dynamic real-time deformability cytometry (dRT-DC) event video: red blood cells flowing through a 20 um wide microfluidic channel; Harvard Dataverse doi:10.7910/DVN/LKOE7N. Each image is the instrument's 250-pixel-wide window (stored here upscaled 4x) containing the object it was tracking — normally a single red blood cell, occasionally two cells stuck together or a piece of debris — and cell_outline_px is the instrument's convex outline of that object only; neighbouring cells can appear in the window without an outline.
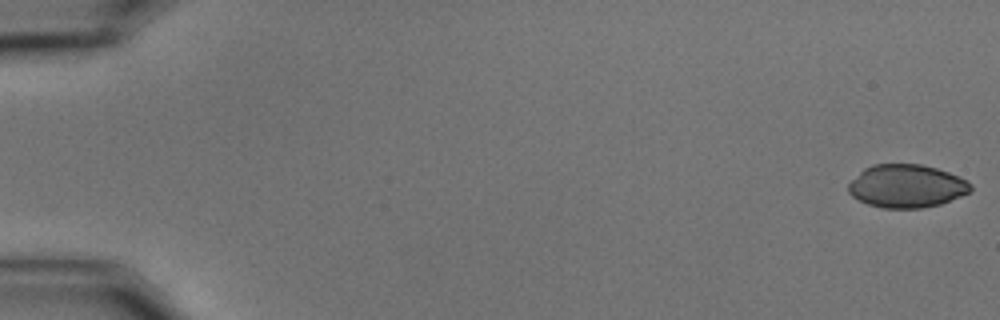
{"species": "common noctule bat (a hibernating species)", "species_latin": "Nyctalus noctula", "temperature_condition": "cold", "stored_images_in_passage": 58, "camera_frame_rate_fps": 3000, "um_per_image_px": 0.085, "animal": {"sex": "male", "body_mass_g": 15.6}, "frame": {"image": 1, "passage_image": 1, "time_ms": 0.0, "image_size_px": [1000, 320], "cell_outline_px": [[972, 188], [968, 192], [960, 196], [940, 204], [920, 208], [884, 208], [868, 204], [852, 196], [848, 192], [848, 184], [864, 168], [872, 164], [920, 164], [936, 168], [948, 172], [968, 180], [972, 184]], "centroid_in_image_um": [77.06, 15.81], "position_along_channel_um": 7.9, "area_um2": 30.58}}
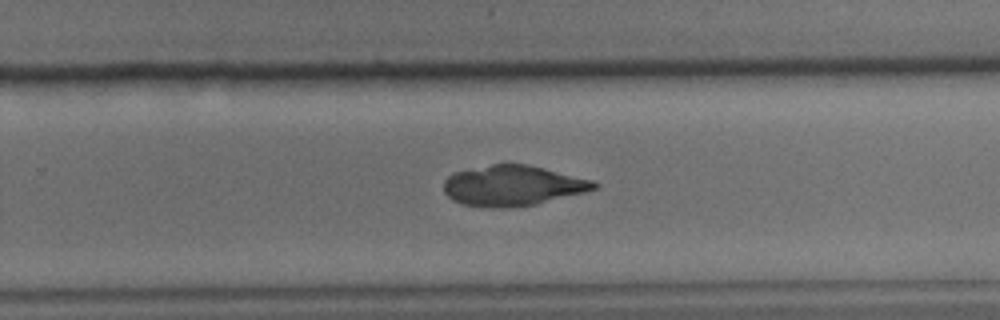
{"frame": {"image": 2, "passage_image": 38, "time_ms": 12.333, "image_size_px": [1000, 320], "cell_outline_px": [[600, 184], [596, 188], [584, 192], [536, 204], [504, 208], [488, 208], [464, 204], [452, 200], [444, 192], [444, 180], [452, 172], [492, 164], [528, 164], [592, 180]], "centroid_in_image_um": [43.55, 15.78], "position_along_channel_um": 286.3, "area_um2": 35.32}}
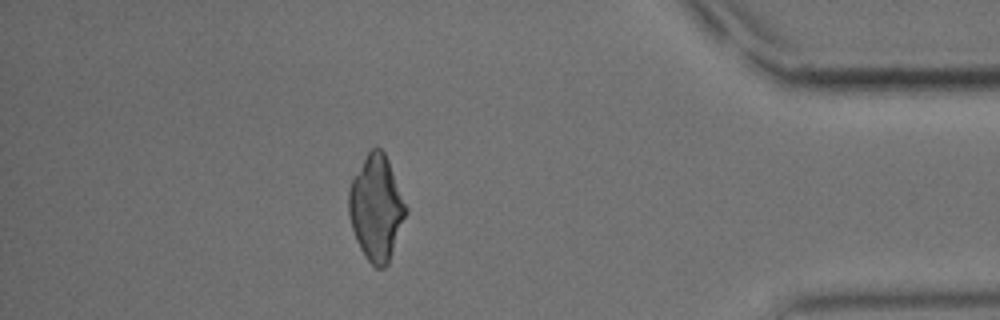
{"frame": {"image": 3, "passage_image": 51, "time_ms": 16.667, "image_size_px": [1000, 320], "cell_outline_px": [[408, 212], [388, 264], [384, 268], [376, 268], [364, 256], [356, 240], [348, 216], [348, 188], [352, 176], [368, 152], [372, 148], [380, 148], [384, 152], [388, 160], [408, 208]], "centroid_in_image_um": [31.97, 17.68], "position_along_channel_um": 403.2, "area_um2": 35.26}}